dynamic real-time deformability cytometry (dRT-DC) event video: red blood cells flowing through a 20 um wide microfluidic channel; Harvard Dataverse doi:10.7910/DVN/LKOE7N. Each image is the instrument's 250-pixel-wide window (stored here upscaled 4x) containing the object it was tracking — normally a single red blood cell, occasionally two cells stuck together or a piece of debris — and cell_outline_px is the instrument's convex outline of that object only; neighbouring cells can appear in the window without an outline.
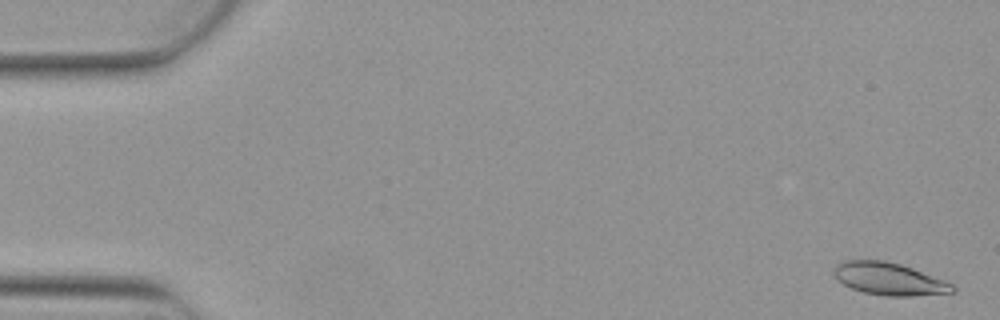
{"species": "Egyptian fruit bat (a non-hibernating species)", "species_latin": "Rousettus aegyptiacus", "temperature_condition": "warm", "stored_images_in_passage": 6, "camera_frame_rate_fps": 3000, "um_per_image_px": 0.085, "animal": {"sex": "female"}, "frame": {"image": 1, "passage_image": 1, "time_ms": 0.0, "image_size_px": [1000, 320], "cell_outline_px": [[956, 292], [912, 296], [884, 296], [864, 292], [852, 288], [844, 284], [836, 276], [836, 264], [844, 260], [884, 260], [900, 264], [912, 268], [944, 280], [952, 284], [956, 288]], "centroid_in_image_um": [75.62, 23.71], "position_along_channel_um": 9.4, "area_um2": 22.14}}
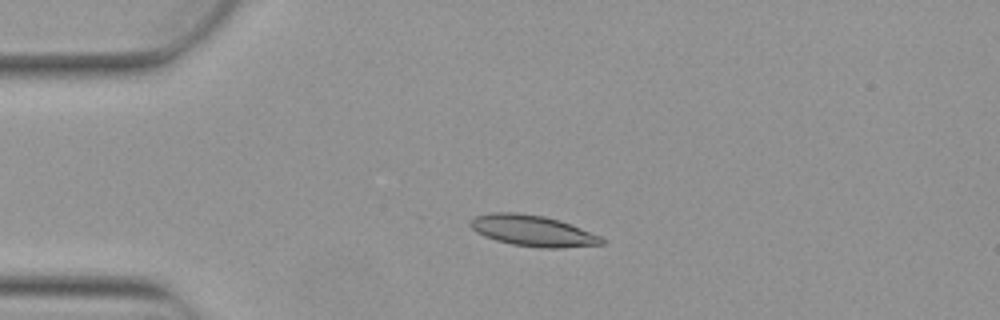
{"frame": {"image": 2, "passage_image": 4, "time_ms": 1.0, "image_size_px": [1000, 320], "cell_outline_px": [[604, 244], [560, 248], [540, 248], [512, 244], [496, 240], [484, 236], [476, 232], [468, 224], [468, 220], [476, 216], [492, 212], [516, 212], [544, 216], [560, 220], [600, 236], [604, 240]], "centroid_in_image_um": [45.24, 19.61], "position_along_channel_um": 39.8, "area_um2": 23.76}}
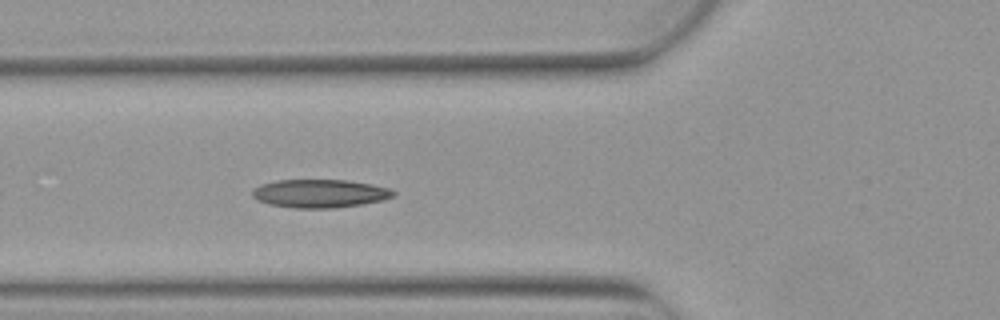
{"frame": {"image": 3, "passage_image": 6, "time_ms": 1.667, "image_size_px": [1000, 320], "cell_outline_px": [[396, 196], [384, 200], [360, 204], [332, 208], [292, 208], [268, 204], [256, 200], [252, 196], [252, 192], [260, 184], [276, 180], [348, 180], [372, 184], [392, 188], [396, 192]], "centroid_in_image_um": [27.21, 16.44], "position_along_channel_um": 98.6, "area_um2": 23.47}}